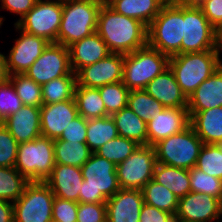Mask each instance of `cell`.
<instances>
[{
    "label": "cell",
    "mask_w": 222,
    "mask_h": 222,
    "mask_svg": "<svg viewBox=\"0 0 222 222\" xmlns=\"http://www.w3.org/2000/svg\"><path fill=\"white\" fill-rule=\"evenodd\" d=\"M147 30L145 24L115 12L105 2L99 10L96 32L111 53L126 55L147 46Z\"/></svg>",
    "instance_id": "1"
},
{
    "label": "cell",
    "mask_w": 222,
    "mask_h": 222,
    "mask_svg": "<svg viewBox=\"0 0 222 222\" xmlns=\"http://www.w3.org/2000/svg\"><path fill=\"white\" fill-rule=\"evenodd\" d=\"M221 52L222 50H207L169 57V67L187 98L222 65Z\"/></svg>",
    "instance_id": "2"
},
{
    "label": "cell",
    "mask_w": 222,
    "mask_h": 222,
    "mask_svg": "<svg viewBox=\"0 0 222 222\" xmlns=\"http://www.w3.org/2000/svg\"><path fill=\"white\" fill-rule=\"evenodd\" d=\"M105 0H63L57 43L69 47L97 30L98 14Z\"/></svg>",
    "instance_id": "3"
},
{
    "label": "cell",
    "mask_w": 222,
    "mask_h": 222,
    "mask_svg": "<svg viewBox=\"0 0 222 222\" xmlns=\"http://www.w3.org/2000/svg\"><path fill=\"white\" fill-rule=\"evenodd\" d=\"M83 182L79 192L80 203H106L120 190L116 165L106 158L92 153L81 167Z\"/></svg>",
    "instance_id": "4"
},
{
    "label": "cell",
    "mask_w": 222,
    "mask_h": 222,
    "mask_svg": "<svg viewBox=\"0 0 222 222\" xmlns=\"http://www.w3.org/2000/svg\"><path fill=\"white\" fill-rule=\"evenodd\" d=\"M183 3H165L149 24L147 45L169 57L181 54Z\"/></svg>",
    "instance_id": "5"
},
{
    "label": "cell",
    "mask_w": 222,
    "mask_h": 222,
    "mask_svg": "<svg viewBox=\"0 0 222 222\" xmlns=\"http://www.w3.org/2000/svg\"><path fill=\"white\" fill-rule=\"evenodd\" d=\"M169 67V56L148 45L124 55L123 84L129 90L144 89Z\"/></svg>",
    "instance_id": "6"
},
{
    "label": "cell",
    "mask_w": 222,
    "mask_h": 222,
    "mask_svg": "<svg viewBox=\"0 0 222 222\" xmlns=\"http://www.w3.org/2000/svg\"><path fill=\"white\" fill-rule=\"evenodd\" d=\"M55 166L54 140L40 136L20 143L14 167L28 181L44 182Z\"/></svg>",
    "instance_id": "7"
},
{
    "label": "cell",
    "mask_w": 222,
    "mask_h": 222,
    "mask_svg": "<svg viewBox=\"0 0 222 222\" xmlns=\"http://www.w3.org/2000/svg\"><path fill=\"white\" fill-rule=\"evenodd\" d=\"M203 141L191 125L153 145L157 162L184 169L196 167Z\"/></svg>",
    "instance_id": "8"
},
{
    "label": "cell",
    "mask_w": 222,
    "mask_h": 222,
    "mask_svg": "<svg viewBox=\"0 0 222 222\" xmlns=\"http://www.w3.org/2000/svg\"><path fill=\"white\" fill-rule=\"evenodd\" d=\"M207 50H222L218 42V31L198 5L183 4L181 54Z\"/></svg>",
    "instance_id": "9"
},
{
    "label": "cell",
    "mask_w": 222,
    "mask_h": 222,
    "mask_svg": "<svg viewBox=\"0 0 222 222\" xmlns=\"http://www.w3.org/2000/svg\"><path fill=\"white\" fill-rule=\"evenodd\" d=\"M54 197L45 182L29 181L13 203L14 222H52Z\"/></svg>",
    "instance_id": "10"
},
{
    "label": "cell",
    "mask_w": 222,
    "mask_h": 222,
    "mask_svg": "<svg viewBox=\"0 0 222 222\" xmlns=\"http://www.w3.org/2000/svg\"><path fill=\"white\" fill-rule=\"evenodd\" d=\"M63 0H37L16 25L23 31L57 43L62 20Z\"/></svg>",
    "instance_id": "11"
},
{
    "label": "cell",
    "mask_w": 222,
    "mask_h": 222,
    "mask_svg": "<svg viewBox=\"0 0 222 222\" xmlns=\"http://www.w3.org/2000/svg\"><path fill=\"white\" fill-rule=\"evenodd\" d=\"M156 164L154 147L140 145L126 160L116 165L120 189L142 190L153 179Z\"/></svg>",
    "instance_id": "12"
},
{
    "label": "cell",
    "mask_w": 222,
    "mask_h": 222,
    "mask_svg": "<svg viewBox=\"0 0 222 222\" xmlns=\"http://www.w3.org/2000/svg\"><path fill=\"white\" fill-rule=\"evenodd\" d=\"M25 74L39 85L62 76H76L70 64L68 47L49 43Z\"/></svg>",
    "instance_id": "13"
},
{
    "label": "cell",
    "mask_w": 222,
    "mask_h": 222,
    "mask_svg": "<svg viewBox=\"0 0 222 222\" xmlns=\"http://www.w3.org/2000/svg\"><path fill=\"white\" fill-rule=\"evenodd\" d=\"M14 27L20 33V37H17L10 52L5 54L8 76L24 74L50 43L42 37L21 30L15 23Z\"/></svg>",
    "instance_id": "14"
},
{
    "label": "cell",
    "mask_w": 222,
    "mask_h": 222,
    "mask_svg": "<svg viewBox=\"0 0 222 222\" xmlns=\"http://www.w3.org/2000/svg\"><path fill=\"white\" fill-rule=\"evenodd\" d=\"M175 221L220 222L222 201L214 196L189 192L179 198Z\"/></svg>",
    "instance_id": "15"
},
{
    "label": "cell",
    "mask_w": 222,
    "mask_h": 222,
    "mask_svg": "<svg viewBox=\"0 0 222 222\" xmlns=\"http://www.w3.org/2000/svg\"><path fill=\"white\" fill-rule=\"evenodd\" d=\"M124 55L110 53L98 62L80 68L76 74V86L99 88L123 80Z\"/></svg>",
    "instance_id": "16"
},
{
    "label": "cell",
    "mask_w": 222,
    "mask_h": 222,
    "mask_svg": "<svg viewBox=\"0 0 222 222\" xmlns=\"http://www.w3.org/2000/svg\"><path fill=\"white\" fill-rule=\"evenodd\" d=\"M190 125L187 108H164L147 122V145L175 135Z\"/></svg>",
    "instance_id": "17"
},
{
    "label": "cell",
    "mask_w": 222,
    "mask_h": 222,
    "mask_svg": "<svg viewBox=\"0 0 222 222\" xmlns=\"http://www.w3.org/2000/svg\"><path fill=\"white\" fill-rule=\"evenodd\" d=\"M74 99L40 107L41 136L58 139L63 130L78 116Z\"/></svg>",
    "instance_id": "18"
},
{
    "label": "cell",
    "mask_w": 222,
    "mask_h": 222,
    "mask_svg": "<svg viewBox=\"0 0 222 222\" xmlns=\"http://www.w3.org/2000/svg\"><path fill=\"white\" fill-rule=\"evenodd\" d=\"M142 190L120 189L106 201L107 222H139Z\"/></svg>",
    "instance_id": "19"
},
{
    "label": "cell",
    "mask_w": 222,
    "mask_h": 222,
    "mask_svg": "<svg viewBox=\"0 0 222 222\" xmlns=\"http://www.w3.org/2000/svg\"><path fill=\"white\" fill-rule=\"evenodd\" d=\"M144 90L165 108H187L188 106V98L176 82L170 67L153 78Z\"/></svg>",
    "instance_id": "20"
},
{
    "label": "cell",
    "mask_w": 222,
    "mask_h": 222,
    "mask_svg": "<svg viewBox=\"0 0 222 222\" xmlns=\"http://www.w3.org/2000/svg\"><path fill=\"white\" fill-rule=\"evenodd\" d=\"M44 182L55 197L79 203V192L83 182L81 168L55 164L50 176Z\"/></svg>",
    "instance_id": "21"
},
{
    "label": "cell",
    "mask_w": 222,
    "mask_h": 222,
    "mask_svg": "<svg viewBox=\"0 0 222 222\" xmlns=\"http://www.w3.org/2000/svg\"><path fill=\"white\" fill-rule=\"evenodd\" d=\"M4 126L19 144L40 137V107L23 105L4 120Z\"/></svg>",
    "instance_id": "22"
},
{
    "label": "cell",
    "mask_w": 222,
    "mask_h": 222,
    "mask_svg": "<svg viewBox=\"0 0 222 222\" xmlns=\"http://www.w3.org/2000/svg\"><path fill=\"white\" fill-rule=\"evenodd\" d=\"M72 71L92 65L107 57L111 51L97 32L73 43L68 47Z\"/></svg>",
    "instance_id": "23"
},
{
    "label": "cell",
    "mask_w": 222,
    "mask_h": 222,
    "mask_svg": "<svg viewBox=\"0 0 222 222\" xmlns=\"http://www.w3.org/2000/svg\"><path fill=\"white\" fill-rule=\"evenodd\" d=\"M222 106V65L188 97L191 118L196 112Z\"/></svg>",
    "instance_id": "24"
},
{
    "label": "cell",
    "mask_w": 222,
    "mask_h": 222,
    "mask_svg": "<svg viewBox=\"0 0 222 222\" xmlns=\"http://www.w3.org/2000/svg\"><path fill=\"white\" fill-rule=\"evenodd\" d=\"M190 125L203 144H218L222 141V106L196 112Z\"/></svg>",
    "instance_id": "25"
},
{
    "label": "cell",
    "mask_w": 222,
    "mask_h": 222,
    "mask_svg": "<svg viewBox=\"0 0 222 222\" xmlns=\"http://www.w3.org/2000/svg\"><path fill=\"white\" fill-rule=\"evenodd\" d=\"M115 12L139 20L147 27L159 14L163 0H105Z\"/></svg>",
    "instance_id": "26"
},
{
    "label": "cell",
    "mask_w": 222,
    "mask_h": 222,
    "mask_svg": "<svg viewBox=\"0 0 222 222\" xmlns=\"http://www.w3.org/2000/svg\"><path fill=\"white\" fill-rule=\"evenodd\" d=\"M153 180L167 187L178 198L184 197L191 192L188 169L168 166L157 162Z\"/></svg>",
    "instance_id": "27"
},
{
    "label": "cell",
    "mask_w": 222,
    "mask_h": 222,
    "mask_svg": "<svg viewBox=\"0 0 222 222\" xmlns=\"http://www.w3.org/2000/svg\"><path fill=\"white\" fill-rule=\"evenodd\" d=\"M111 116L119 136L133 140L139 145H147V123L128 106Z\"/></svg>",
    "instance_id": "28"
},
{
    "label": "cell",
    "mask_w": 222,
    "mask_h": 222,
    "mask_svg": "<svg viewBox=\"0 0 222 222\" xmlns=\"http://www.w3.org/2000/svg\"><path fill=\"white\" fill-rule=\"evenodd\" d=\"M74 100L78 114L85 119L108 116L98 88L76 86Z\"/></svg>",
    "instance_id": "29"
},
{
    "label": "cell",
    "mask_w": 222,
    "mask_h": 222,
    "mask_svg": "<svg viewBox=\"0 0 222 222\" xmlns=\"http://www.w3.org/2000/svg\"><path fill=\"white\" fill-rule=\"evenodd\" d=\"M118 136V130L112 116L87 119L86 144L93 153L106 142Z\"/></svg>",
    "instance_id": "30"
},
{
    "label": "cell",
    "mask_w": 222,
    "mask_h": 222,
    "mask_svg": "<svg viewBox=\"0 0 222 222\" xmlns=\"http://www.w3.org/2000/svg\"><path fill=\"white\" fill-rule=\"evenodd\" d=\"M92 153L86 143L54 140L55 164L81 168Z\"/></svg>",
    "instance_id": "31"
},
{
    "label": "cell",
    "mask_w": 222,
    "mask_h": 222,
    "mask_svg": "<svg viewBox=\"0 0 222 222\" xmlns=\"http://www.w3.org/2000/svg\"><path fill=\"white\" fill-rule=\"evenodd\" d=\"M142 194L144 203L172 215L176 214L179 198L167 187L152 179L142 188Z\"/></svg>",
    "instance_id": "32"
},
{
    "label": "cell",
    "mask_w": 222,
    "mask_h": 222,
    "mask_svg": "<svg viewBox=\"0 0 222 222\" xmlns=\"http://www.w3.org/2000/svg\"><path fill=\"white\" fill-rule=\"evenodd\" d=\"M76 85V76H62L41 85L43 105L74 99Z\"/></svg>",
    "instance_id": "33"
},
{
    "label": "cell",
    "mask_w": 222,
    "mask_h": 222,
    "mask_svg": "<svg viewBox=\"0 0 222 222\" xmlns=\"http://www.w3.org/2000/svg\"><path fill=\"white\" fill-rule=\"evenodd\" d=\"M28 182L15 167H0V200L14 203L22 196Z\"/></svg>",
    "instance_id": "34"
},
{
    "label": "cell",
    "mask_w": 222,
    "mask_h": 222,
    "mask_svg": "<svg viewBox=\"0 0 222 222\" xmlns=\"http://www.w3.org/2000/svg\"><path fill=\"white\" fill-rule=\"evenodd\" d=\"M127 106L146 123L165 108L144 89L130 90Z\"/></svg>",
    "instance_id": "35"
},
{
    "label": "cell",
    "mask_w": 222,
    "mask_h": 222,
    "mask_svg": "<svg viewBox=\"0 0 222 222\" xmlns=\"http://www.w3.org/2000/svg\"><path fill=\"white\" fill-rule=\"evenodd\" d=\"M8 78L11 80L16 94L21 99L23 105L34 107H41L43 105L41 85L37 84L25 73L11 74Z\"/></svg>",
    "instance_id": "36"
},
{
    "label": "cell",
    "mask_w": 222,
    "mask_h": 222,
    "mask_svg": "<svg viewBox=\"0 0 222 222\" xmlns=\"http://www.w3.org/2000/svg\"><path fill=\"white\" fill-rule=\"evenodd\" d=\"M139 146L133 140L118 136L106 142L95 153L118 165L126 160Z\"/></svg>",
    "instance_id": "37"
},
{
    "label": "cell",
    "mask_w": 222,
    "mask_h": 222,
    "mask_svg": "<svg viewBox=\"0 0 222 222\" xmlns=\"http://www.w3.org/2000/svg\"><path fill=\"white\" fill-rule=\"evenodd\" d=\"M98 89L106 107V112L110 116L127 106L130 90L123 84L122 81L107 84L99 87Z\"/></svg>",
    "instance_id": "38"
},
{
    "label": "cell",
    "mask_w": 222,
    "mask_h": 222,
    "mask_svg": "<svg viewBox=\"0 0 222 222\" xmlns=\"http://www.w3.org/2000/svg\"><path fill=\"white\" fill-rule=\"evenodd\" d=\"M192 192L208 194L222 201V180L206 174L196 167L189 169Z\"/></svg>",
    "instance_id": "39"
},
{
    "label": "cell",
    "mask_w": 222,
    "mask_h": 222,
    "mask_svg": "<svg viewBox=\"0 0 222 222\" xmlns=\"http://www.w3.org/2000/svg\"><path fill=\"white\" fill-rule=\"evenodd\" d=\"M196 168L222 180V152L216 144H204Z\"/></svg>",
    "instance_id": "40"
},
{
    "label": "cell",
    "mask_w": 222,
    "mask_h": 222,
    "mask_svg": "<svg viewBox=\"0 0 222 222\" xmlns=\"http://www.w3.org/2000/svg\"><path fill=\"white\" fill-rule=\"evenodd\" d=\"M23 106L9 78L0 82V115L5 120Z\"/></svg>",
    "instance_id": "41"
},
{
    "label": "cell",
    "mask_w": 222,
    "mask_h": 222,
    "mask_svg": "<svg viewBox=\"0 0 222 222\" xmlns=\"http://www.w3.org/2000/svg\"><path fill=\"white\" fill-rule=\"evenodd\" d=\"M19 143L3 126L0 128V167H14Z\"/></svg>",
    "instance_id": "42"
},
{
    "label": "cell",
    "mask_w": 222,
    "mask_h": 222,
    "mask_svg": "<svg viewBox=\"0 0 222 222\" xmlns=\"http://www.w3.org/2000/svg\"><path fill=\"white\" fill-rule=\"evenodd\" d=\"M78 202L54 197L52 222H77Z\"/></svg>",
    "instance_id": "43"
},
{
    "label": "cell",
    "mask_w": 222,
    "mask_h": 222,
    "mask_svg": "<svg viewBox=\"0 0 222 222\" xmlns=\"http://www.w3.org/2000/svg\"><path fill=\"white\" fill-rule=\"evenodd\" d=\"M106 203H78L77 222H105Z\"/></svg>",
    "instance_id": "44"
},
{
    "label": "cell",
    "mask_w": 222,
    "mask_h": 222,
    "mask_svg": "<svg viewBox=\"0 0 222 222\" xmlns=\"http://www.w3.org/2000/svg\"><path fill=\"white\" fill-rule=\"evenodd\" d=\"M87 119L78 115L65 128L58 139L71 142L86 143Z\"/></svg>",
    "instance_id": "45"
},
{
    "label": "cell",
    "mask_w": 222,
    "mask_h": 222,
    "mask_svg": "<svg viewBox=\"0 0 222 222\" xmlns=\"http://www.w3.org/2000/svg\"><path fill=\"white\" fill-rule=\"evenodd\" d=\"M198 6L210 24L218 31L222 26V0H203Z\"/></svg>",
    "instance_id": "46"
},
{
    "label": "cell",
    "mask_w": 222,
    "mask_h": 222,
    "mask_svg": "<svg viewBox=\"0 0 222 222\" xmlns=\"http://www.w3.org/2000/svg\"><path fill=\"white\" fill-rule=\"evenodd\" d=\"M139 222H175V216L144 203L140 212Z\"/></svg>",
    "instance_id": "47"
},
{
    "label": "cell",
    "mask_w": 222,
    "mask_h": 222,
    "mask_svg": "<svg viewBox=\"0 0 222 222\" xmlns=\"http://www.w3.org/2000/svg\"><path fill=\"white\" fill-rule=\"evenodd\" d=\"M0 2L1 10H6L19 16V19L15 22L16 24L34 7L37 0H0Z\"/></svg>",
    "instance_id": "48"
},
{
    "label": "cell",
    "mask_w": 222,
    "mask_h": 222,
    "mask_svg": "<svg viewBox=\"0 0 222 222\" xmlns=\"http://www.w3.org/2000/svg\"><path fill=\"white\" fill-rule=\"evenodd\" d=\"M0 222H14L13 203L0 200Z\"/></svg>",
    "instance_id": "49"
},
{
    "label": "cell",
    "mask_w": 222,
    "mask_h": 222,
    "mask_svg": "<svg viewBox=\"0 0 222 222\" xmlns=\"http://www.w3.org/2000/svg\"><path fill=\"white\" fill-rule=\"evenodd\" d=\"M8 78L5 64V54L0 52V82H3Z\"/></svg>",
    "instance_id": "50"
},
{
    "label": "cell",
    "mask_w": 222,
    "mask_h": 222,
    "mask_svg": "<svg viewBox=\"0 0 222 222\" xmlns=\"http://www.w3.org/2000/svg\"><path fill=\"white\" fill-rule=\"evenodd\" d=\"M203 0H183V4L187 5H198L201 3Z\"/></svg>",
    "instance_id": "51"
},
{
    "label": "cell",
    "mask_w": 222,
    "mask_h": 222,
    "mask_svg": "<svg viewBox=\"0 0 222 222\" xmlns=\"http://www.w3.org/2000/svg\"><path fill=\"white\" fill-rule=\"evenodd\" d=\"M218 42H219V46L222 48V26L218 30Z\"/></svg>",
    "instance_id": "52"
},
{
    "label": "cell",
    "mask_w": 222,
    "mask_h": 222,
    "mask_svg": "<svg viewBox=\"0 0 222 222\" xmlns=\"http://www.w3.org/2000/svg\"><path fill=\"white\" fill-rule=\"evenodd\" d=\"M165 3H183V0H163Z\"/></svg>",
    "instance_id": "53"
},
{
    "label": "cell",
    "mask_w": 222,
    "mask_h": 222,
    "mask_svg": "<svg viewBox=\"0 0 222 222\" xmlns=\"http://www.w3.org/2000/svg\"><path fill=\"white\" fill-rule=\"evenodd\" d=\"M4 126V119L3 117L0 115V128Z\"/></svg>",
    "instance_id": "54"
},
{
    "label": "cell",
    "mask_w": 222,
    "mask_h": 222,
    "mask_svg": "<svg viewBox=\"0 0 222 222\" xmlns=\"http://www.w3.org/2000/svg\"><path fill=\"white\" fill-rule=\"evenodd\" d=\"M4 21H5L4 17L0 15V28L3 25Z\"/></svg>",
    "instance_id": "55"
},
{
    "label": "cell",
    "mask_w": 222,
    "mask_h": 222,
    "mask_svg": "<svg viewBox=\"0 0 222 222\" xmlns=\"http://www.w3.org/2000/svg\"><path fill=\"white\" fill-rule=\"evenodd\" d=\"M218 147H219V149H220V151L222 152V141L221 142H219L218 144H216Z\"/></svg>",
    "instance_id": "56"
}]
</instances>
